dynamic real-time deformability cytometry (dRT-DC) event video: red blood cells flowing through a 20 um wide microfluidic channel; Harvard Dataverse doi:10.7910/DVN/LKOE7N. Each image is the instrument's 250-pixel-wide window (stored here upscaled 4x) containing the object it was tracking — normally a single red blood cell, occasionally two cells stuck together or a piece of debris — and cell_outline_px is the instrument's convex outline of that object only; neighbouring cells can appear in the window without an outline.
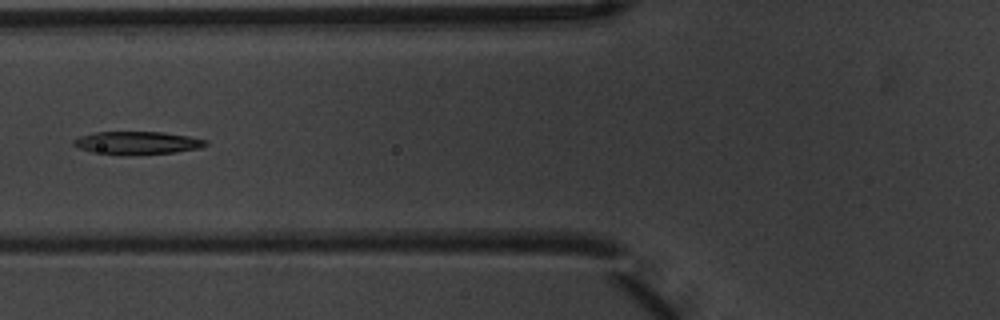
{"species": "common noctule bat (a hibernating species)", "species_latin": "Nyctalus noctula", "temperature_condition": "warm", "stored_images_in_passage": 7, "camera_frame_rate_fps": 3000, "um_per_image_px": 0.085, "animal": {"sex": "male", "body_mass_g": 20.1, "forearm_length_mm": 53.5}, "frame": {"image": 1, "passage_image": 6, "time_ms": 1.667, "image_size_px": [1000, 320], "cell_outline_px": [[208, 144], [200, 148], [172, 152], [124, 156], [120, 156], [92, 152], [80, 148], [72, 144], [72, 140], [80, 136], [96, 132], [164, 132], [188, 136], [208, 140]], "centroid_in_image_um": [11.64, 12.15], "position_along_channel_um": 114.2, "area_um2": 17.8}}
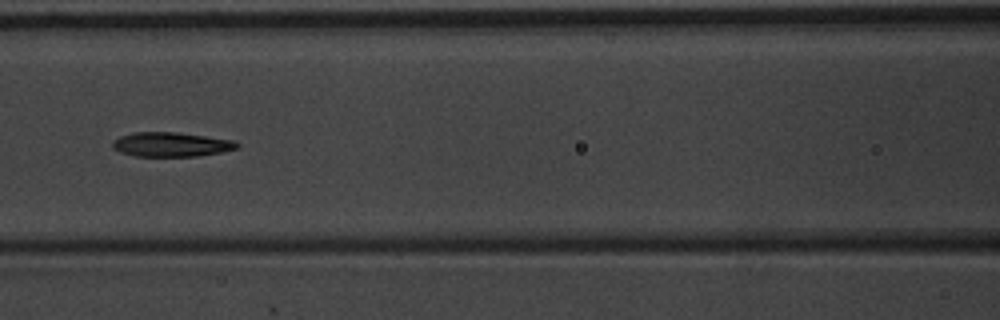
{"frame": {"image": 2, "passage_image": 7, "time_ms": 2.0, "image_size_px": [1000, 320], "cell_outline_px": [[240, 144], [236, 148], [220, 152], [196, 156], [136, 156], [120, 152], [112, 148], [112, 140], [120, 136], [132, 132], [176, 132], [236, 140]], "centroid_in_image_um": [14.52, 12.27], "position_along_channel_um": 152.1, "area_um2": 17.74}}